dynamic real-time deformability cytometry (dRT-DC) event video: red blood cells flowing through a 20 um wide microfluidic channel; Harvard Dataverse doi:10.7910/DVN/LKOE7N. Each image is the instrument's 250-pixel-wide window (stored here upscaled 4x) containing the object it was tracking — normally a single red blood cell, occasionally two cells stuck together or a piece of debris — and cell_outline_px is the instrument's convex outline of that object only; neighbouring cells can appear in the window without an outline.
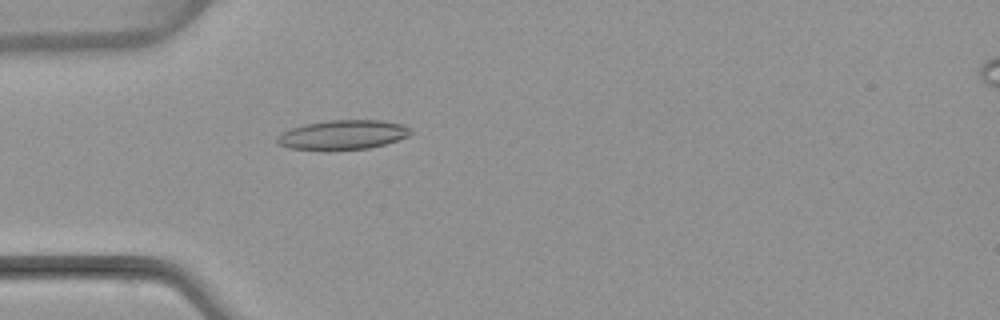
{"species": "common noctule bat (a hibernating species)", "species_latin": "Nyctalus noctula", "temperature_condition": "warm", "stored_images_in_passage": 5, "camera_frame_rate_fps": 3000, "um_per_image_px": 0.085, "animal": {"sex": "female", "body_mass_g": 22.7, "forearm_length_mm": 54.2}, "frame": {"image": 1, "passage_image": 5, "time_ms": 5.0, "image_size_px": [1000, 320], "cell_outline_px": [[412, 132], [408, 136], [384, 144], [368, 148], [324, 152], [288, 148], [276, 144], [276, 136], [292, 128], [304, 124], [328, 120], [384, 120], [400, 124], [408, 128]], "centroid_in_image_um": [29.06, 11.49], "position_along_channel_um": 55.9, "area_um2": 23.35}}